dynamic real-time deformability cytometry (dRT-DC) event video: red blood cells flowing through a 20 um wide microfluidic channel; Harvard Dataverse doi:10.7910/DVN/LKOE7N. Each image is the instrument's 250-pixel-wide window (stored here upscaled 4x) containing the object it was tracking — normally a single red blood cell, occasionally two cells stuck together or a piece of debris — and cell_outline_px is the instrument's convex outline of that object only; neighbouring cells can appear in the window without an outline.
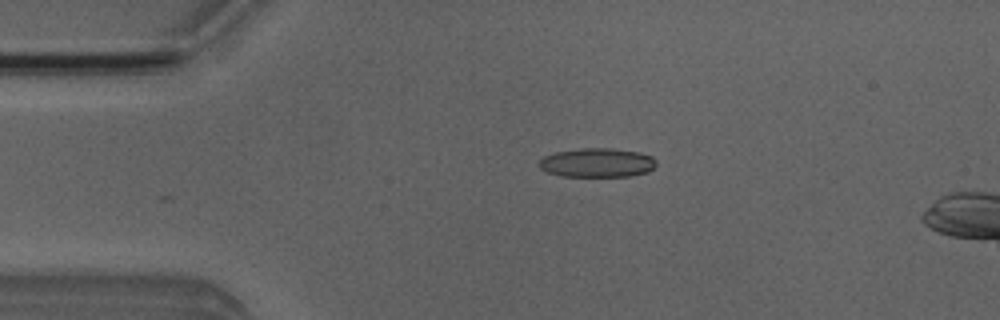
{"species": "Egyptian fruit bat (a non-hibernating species)", "species_latin": "Rousettus aegyptiacus", "temperature_condition": "room temperature", "stored_images_in_passage": 3, "camera_frame_rate_fps": 3000, "um_per_image_px": 0.085, "animal": {"sex": "male"}, "frame": {"image": 1, "passage_image": 2, "time_ms": 1.333, "image_size_px": [1000, 320], "cell_outline_px": [[656, 164], [648, 172], [632, 176], [560, 176], [548, 172], [540, 168], [536, 164], [544, 156], [556, 152], [580, 148], [608, 148], [640, 152], [652, 156], [656, 160]], "centroid_in_image_um": [50.75, 13.83], "position_along_channel_um": 34.2, "area_um2": 19.94}}